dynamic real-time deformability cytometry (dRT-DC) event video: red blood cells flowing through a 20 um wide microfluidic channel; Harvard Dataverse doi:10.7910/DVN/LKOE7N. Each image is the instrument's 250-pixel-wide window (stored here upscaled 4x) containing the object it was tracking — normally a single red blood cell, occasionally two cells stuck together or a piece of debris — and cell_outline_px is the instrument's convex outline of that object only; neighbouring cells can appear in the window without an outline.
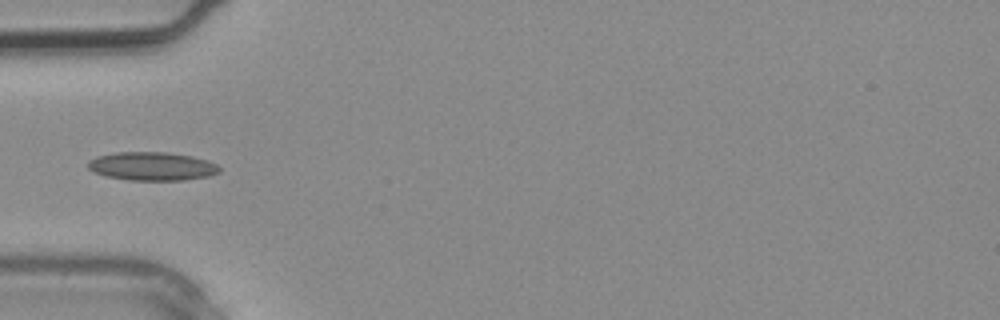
{"species": "common noctule bat (a hibernating species)", "species_latin": "Nyctalus noctula", "temperature_condition": "warm", "stored_images_in_passage": 3, "camera_frame_rate_fps": 3000, "um_per_image_px": 0.085, "animal": {"sex": "male", "body_mass_g": 20.4}, "frame": {"image": 1, "passage_image": 3, "time_ms": 0.667, "image_size_px": [1000, 320], "cell_outline_px": [[220, 172], [208, 176], [184, 180], [128, 180], [104, 176], [92, 172], [88, 168], [88, 160], [96, 156], [116, 152], [168, 152], [192, 156], [208, 160], [216, 164], [220, 168]], "centroid_in_image_um": [12.89, 14.13], "position_along_channel_um": 72.1, "area_um2": 22.02}}